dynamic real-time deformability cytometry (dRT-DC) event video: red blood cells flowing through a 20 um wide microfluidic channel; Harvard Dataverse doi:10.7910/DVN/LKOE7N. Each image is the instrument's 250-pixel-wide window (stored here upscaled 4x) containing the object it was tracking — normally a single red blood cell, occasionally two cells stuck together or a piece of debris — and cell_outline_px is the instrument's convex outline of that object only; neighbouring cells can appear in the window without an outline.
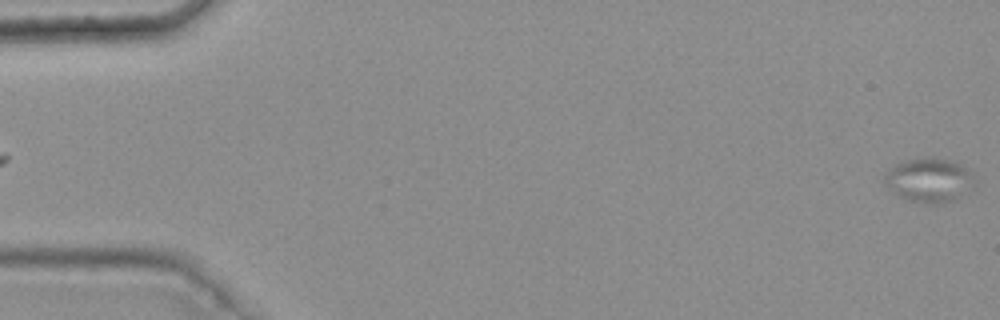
{"species": "common noctule bat (a hibernating species)", "species_latin": "Nyctalus noctula", "temperature_condition": "warm", "stored_images_in_passage": 45, "camera_frame_rate_fps": 3000, "um_per_image_px": 0.085, "animal": {"sex": "female", "body_mass_g": 25.1}, "frame": {"image": 1, "passage_image": 1, "time_ms": 0.0, "image_size_px": [1000, 320], "cell_outline_px": [[972, 184], [956, 200], [936, 204], [924, 204], [908, 200], [900, 196], [884, 180], [884, 176], [896, 164], [908, 160], [932, 156], [952, 160], [960, 164], [972, 176]], "centroid_in_image_um": [78.98, 15.31], "position_along_channel_um": 6.0, "area_um2": 22.48}}
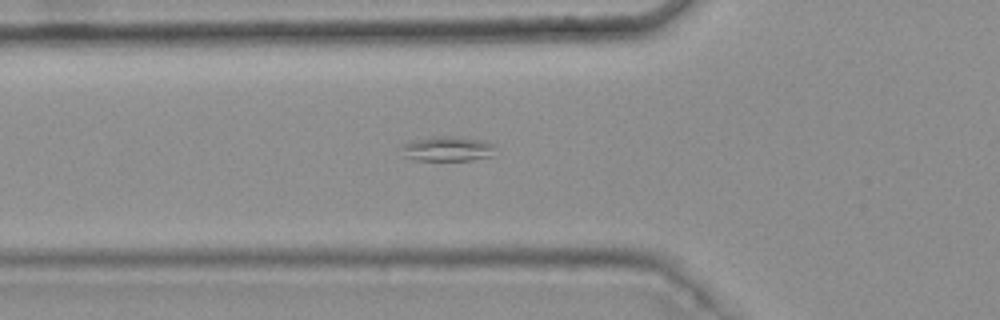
{"frame": {"image": 2, "passage_image": 20, "time_ms": 6.333, "image_size_px": [1000, 320], "cell_outline_px": [[492, 156], [472, 160], [416, 160], [404, 156], [400, 144], [412, 140], [428, 136], [460, 136], [484, 140], [492, 144]], "centroid_in_image_um": [37.98, 12.62], "position_along_channel_um": 87.8, "area_um2": 13.76}}
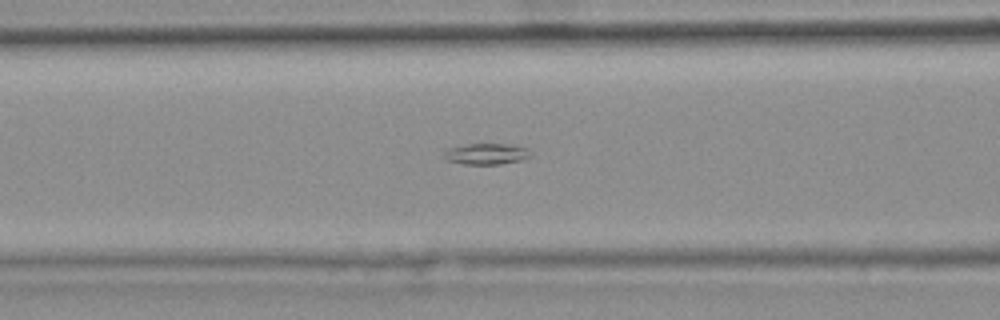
{"frame": {"image": 3, "passage_image": 23, "time_ms": 7.333, "image_size_px": [1000, 320], "cell_outline_px": [[532, 156], [520, 160], [500, 164], [464, 164], [448, 160], [444, 156], [444, 152], [448, 148], [468, 144], [504, 144], [528, 148]], "centroid_in_image_um": [41.35, 13.08], "position_along_channel_um": 125.3, "area_um2": 10.46}}